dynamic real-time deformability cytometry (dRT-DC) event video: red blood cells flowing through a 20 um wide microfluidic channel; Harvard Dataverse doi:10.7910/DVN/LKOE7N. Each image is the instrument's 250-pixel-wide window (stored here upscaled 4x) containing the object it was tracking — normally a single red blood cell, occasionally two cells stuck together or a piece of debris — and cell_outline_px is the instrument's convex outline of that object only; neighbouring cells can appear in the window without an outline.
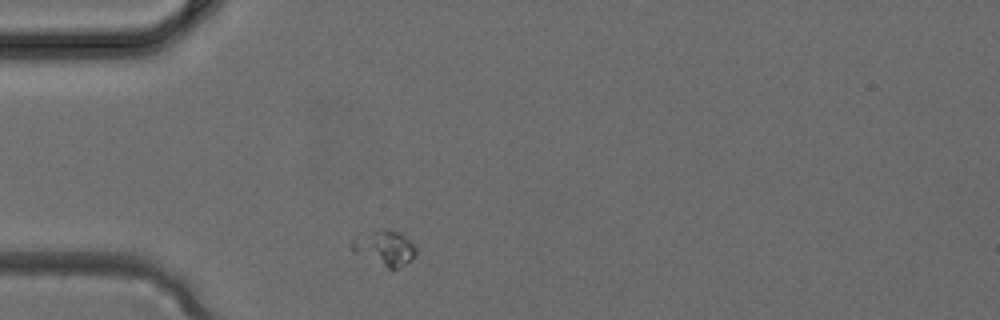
{"species": "common noctule bat (a hibernating species)", "species_latin": "Nyctalus noctula", "temperature_condition": "cold", "stored_images_in_passage": 1, "camera_frame_rate_fps": 3000, "um_per_image_px": 0.085, "animal": {"sex": "female", "body_mass_g": 24.6, "forearm_length_mm": 56.2}, "frame": {"image": 1, "passage_image": 1, "time_ms": 0.0, "image_size_px": [1000, 320], "cell_outline_px": [[416, 252], [412, 260], [400, 268], [388, 268], [352, 252], [352, 236], [384, 228], [396, 232], [404, 236], [416, 248]], "centroid_in_image_um": [32.66, 21.07], "position_along_channel_um": 52.3, "area_um2": 13.06}}